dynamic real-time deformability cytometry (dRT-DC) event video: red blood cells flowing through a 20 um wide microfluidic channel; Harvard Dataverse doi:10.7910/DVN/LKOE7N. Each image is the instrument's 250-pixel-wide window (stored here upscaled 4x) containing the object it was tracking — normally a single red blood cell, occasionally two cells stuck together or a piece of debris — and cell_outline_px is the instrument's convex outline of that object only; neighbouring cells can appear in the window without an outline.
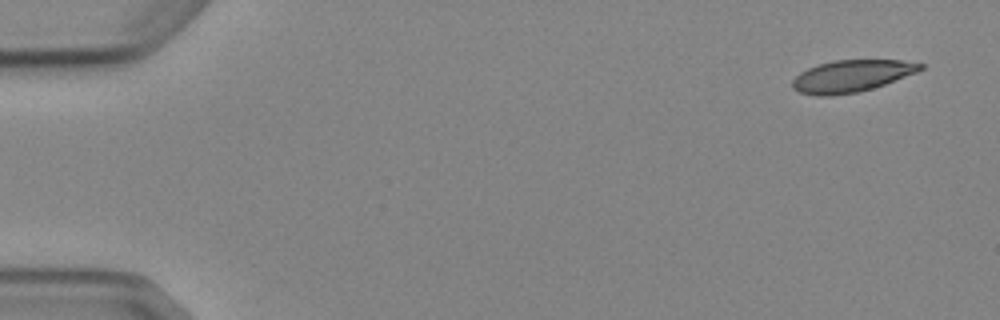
{"species": "Egyptian fruit bat (a non-hibernating species)", "species_latin": "Rousettus aegyptiacus", "temperature_condition": "cold", "stored_images_in_passage": 7, "camera_frame_rate_fps": 3000, "um_per_image_px": 0.085, "animal": {"sex": "female"}, "frame": {"image": 1, "passage_image": 1, "time_ms": 0.0, "image_size_px": [1000, 320], "cell_outline_px": [[924, 68], [916, 72], [884, 84], [872, 88], [856, 92], [832, 96], [816, 96], [800, 92], [792, 88], [792, 80], [800, 72], [808, 68], [832, 60], [900, 60], [924, 64]], "centroid_in_image_um": [72.35, 6.46], "position_along_channel_um": 12.7, "area_um2": 23.64}}
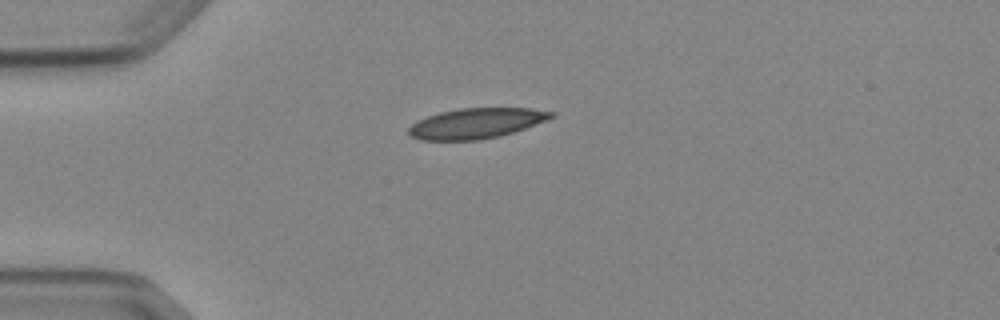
{"frame": {"image": 2, "passage_image": 4, "time_ms": 3.667, "image_size_px": [1000, 320], "cell_outline_px": [[556, 116], [548, 120], [500, 136], [480, 140], [420, 140], [412, 136], [408, 132], [408, 128], [416, 120], [440, 112], [460, 108], [532, 108], [556, 112]], "centroid_in_image_um": [40.5, 10.47], "position_along_channel_um": 44.5, "area_um2": 25.26}}
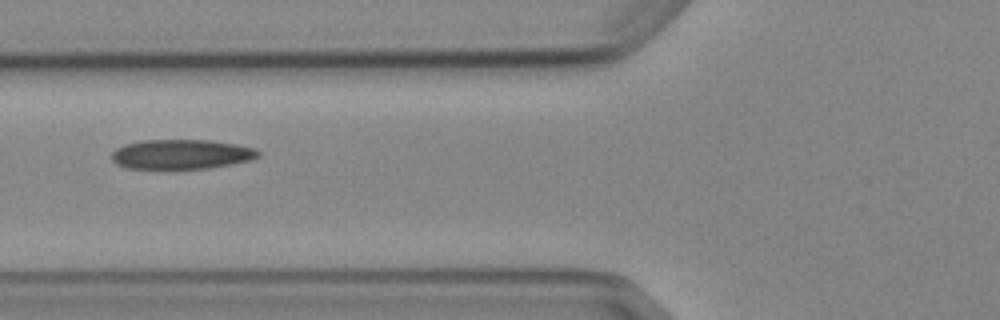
{"frame": {"image": 3, "passage_image": 6, "time_ms": 6.0, "image_size_px": [1000, 320], "cell_outline_px": [[260, 156], [252, 160], [232, 164], [208, 168], [172, 172], [128, 168], [116, 164], [112, 160], [112, 152], [116, 148], [124, 144], [144, 140], [208, 140], [236, 144], [256, 148], [260, 152]], "centroid_in_image_um": [15.4, 13.16], "position_along_channel_um": 110.4, "area_um2": 26.47}}